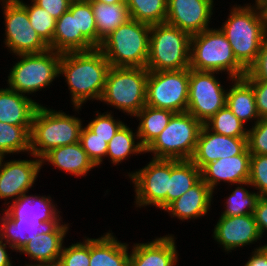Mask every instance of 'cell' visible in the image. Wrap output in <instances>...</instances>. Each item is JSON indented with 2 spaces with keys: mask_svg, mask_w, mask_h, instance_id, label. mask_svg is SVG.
I'll return each instance as SVG.
<instances>
[{
  "mask_svg": "<svg viewBox=\"0 0 267 266\" xmlns=\"http://www.w3.org/2000/svg\"><path fill=\"white\" fill-rule=\"evenodd\" d=\"M220 27L230 42L237 61L247 70L256 60L260 46L267 36L256 5H233Z\"/></svg>",
  "mask_w": 267,
  "mask_h": 266,
  "instance_id": "3957f363",
  "label": "cell"
},
{
  "mask_svg": "<svg viewBox=\"0 0 267 266\" xmlns=\"http://www.w3.org/2000/svg\"><path fill=\"white\" fill-rule=\"evenodd\" d=\"M76 23L77 33H82L95 48H98V33L90 2L85 0L76 1Z\"/></svg>",
  "mask_w": 267,
  "mask_h": 266,
  "instance_id": "74e56055",
  "label": "cell"
},
{
  "mask_svg": "<svg viewBox=\"0 0 267 266\" xmlns=\"http://www.w3.org/2000/svg\"><path fill=\"white\" fill-rule=\"evenodd\" d=\"M201 179V170L191 160H171L167 206L180 198Z\"/></svg>",
  "mask_w": 267,
  "mask_h": 266,
  "instance_id": "4dcf8cb0",
  "label": "cell"
},
{
  "mask_svg": "<svg viewBox=\"0 0 267 266\" xmlns=\"http://www.w3.org/2000/svg\"><path fill=\"white\" fill-rule=\"evenodd\" d=\"M110 232L90 238L89 266H129V244L117 240Z\"/></svg>",
  "mask_w": 267,
  "mask_h": 266,
  "instance_id": "484cf974",
  "label": "cell"
},
{
  "mask_svg": "<svg viewBox=\"0 0 267 266\" xmlns=\"http://www.w3.org/2000/svg\"><path fill=\"white\" fill-rule=\"evenodd\" d=\"M88 2H100L105 4H114V3H126L125 0H85Z\"/></svg>",
  "mask_w": 267,
  "mask_h": 266,
  "instance_id": "816d5d0a",
  "label": "cell"
},
{
  "mask_svg": "<svg viewBox=\"0 0 267 266\" xmlns=\"http://www.w3.org/2000/svg\"><path fill=\"white\" fill-rule=\"evenodd\" d=\"M204 125L212 132L225 136L247 137L248 134L246 124L241 122L227 105L218 110Z\"/></svg>",
  "mask_w": 267,
  "mask_h": 266,
  "instance_id": "d590c367",
  "label": "cell"
},
{
  "mask_svg": "<svg viewBox=\"0 0 267 266\" xmlns=\"http://www.w3.org/2000/svg\"><path fill=\"white\" fill-rule=\"evenodd\" d=\"M110 67L99 48L61 54L59 75L65 77L75 111L87 100H100Z\"/></svg>",
  "mask_w": 267,
  "mask_h": 266,
  "instance_id": "6da1fadb",
  "label": "cell"
},
{
  "mask_svg": "<svg viewBox=\"0 0 267 266\" xmlns=\"http://www.w3.org/2000/svg\"><path fill=\"white\" fill-rule=\"evenodd\" d=\"M203 124L188 112L175 113L145 149L154 159L191 160Z\"/></svg>",
  "mask_w": 267,
  "mask_h": 266,
  "instance_id": "9c48e42d",
  "label": "cell"
},
{
  "mask_svg": "<svg viewBox=\"0 0 267 266\" xmlns=\"http://www.w3.org/2000/svg\"><path fill=\"white\" fill-rule=\"evenodd\" d=\"M149 163L135 172H129L135 188L136 207L155 206L160 210L167 207L171 160L151 158Z\"/></svg>",
  "mask_w": 267,
  "mask_h": 266,
  "instance_id": "8fae6325",
  "label": "cell"
},
{
  "mask_svg": "<svg viewBox=\"0 0 267 266\" xmlns=\"http://www.w3.org/2000/svg\"><path fill=\"white\" fill-rule=\"evenodd\" d=\"M32 160H10L5 162L3 156L0 162V199L10 200L4 205L14 202L35 184L38 174L42 168L41 159L30 153Z\"/></svg>",
  "mask_w": 267,
  "mask_h": 266,
  "instance_id": "5bb4252c",
  "label": "cell"
},
{
  "mask_svg": "<svg viewBox=\"0 0 267 266\" xmlns=\"http://www.w3.org/2000/svg\"><path fill=\"white\" fill-rule=\"evenodd\" d=\"M98 33V48L102 41L118 26L127 22L131 17L126 3L105 4L90 2Z\"/></svg>",
  "mask_w": 267,
  "mask_h": 266,
  "instance_id": "f1b7e54d",
  "label": "cell"
},
{
  "mask_svg": "<svg viewBox=\"0 0 267 266\" xmlns=\"http://www.w3.org/2000/svg\"><path fill=\"white\" fill-rule=\"evenodd\" d=\"M42 165L51 164L76 177L87 176L96 166L90 160L79 142L51 149L41 158Z\"/></svg>",
  "mask_w": 267,
  "mask_h": 266,
  "instance_id": "cb8c5ba5",
  "label": "cell"
},
{
  "mask_svg": "<svg viewBox=\"0 0 267 266\" xmlns=\"http://www.w3.org/2000/svg\"><path fill=\"white\" fill-rule=\"evenodd\" d=\"M8 205L7 209L2 210L9 218H22L23 216L38 218L47 227L63 223L62 216L59 215L60 211L56 208L57 204H54L51 196L25 193Z\"/></svg>",
  "mask_w": 267,
  "mask_h": 266,
  "instance_id": "7402d4cb",
  "label": "cell"
},
{
  "mask_svg": "<svg viewBox=\"0 0 267 266\" xmlns=\"http://www.w3.org/2000/svg\"><path fill=\"white\" fill-rule=\"evenodd\" d=\"M247 148V137L221 135L203 125L191 161L202 170L211 162L240 155Z\"/></svg>",
  "mask_w": 267,
  "mask_h": 266,
  "instance_id": "2e32d148",
  "label": "cell"
},
{
  "mask_svg": "<svg viewBox=\"0 0 267 266\" xmlns=\"http://www.w3.org/2000/svg\"><path fill=\"white\" fill-rule=\"evenodd\" d=\"M32 126H16L0 122V154L30 153V132Z\"/></svg>",
  "mask_w": 267,
  "mask_h": 266,
  "instance_id": "d6a6232c",
  "label": "cell"
},
{
  "mask_svg": "<svg viewBox=\"0 0 267 266\" xmlns=\"http://www.w3.org/2000/svg\"><path fill=\"white\" fill-rule=\"evenodd\" d=\"M141 153L143 154L146 152L145 148L140 143L137 130L133 132V130L124 123L108 143L106 157H108V159L110 158L109 160L112 161L111 163L114 165H119V163L121 164L126 158L128 160L129 155Z\"/></svg>",
  "mask_w": 267,
  "mask_h": 266,
  "instance_id": "1f68e13d",
  "label": "cell"
},
{
  "mask_svg": "<svg viewBox=\"0 0 267 266\" xmlns=\"http://www.w3.org/2000/svg\"><path fill=\"white\" fill-rule=\"evenodd\" d=\"M40 266H63V265L60 263V261H57V262H53V263L43 264Z\"/></svg>",
  "mask_w": 267,
  "mask_h": 266,
  "instance_id": "f5cc1de1",
  "label": "cell"
},
{
  "mask_svg": "<svg viewBox=\"0 0 267 266\" xmlns=\"http://www.w3.org/2000/svg\"><path fill=\"white\" fill-rule=\"evenodd\" d=\"M190 68L170 71H149L146 105L173 111L187 112Z\"/></svg>",
  "mask_w": 267,
  "mask_h": 266,
  "instance_id": "30bf717a",
  "label": "cell"
},
{
  "mask_svg": "<svg viewBox=\"0 0 267 266\" xmlns=\"http://www.w3.org/2000/svg\"><path fill=\"white\" fill-rule=\"evenodd\" d=\"M256 7L258 8L263 28L267 34V0H261L256 4Z\"/></svg>",
  "mask_w": 267,
  "mask_h": 266,
  "instance_id": "f907efd6",
  "label": "cell"
},
{
  "mask_svg": "<svg viewBox=\"0 0 267 266\" xmlns=\"http://www.w3.org/2000/svg\"><path fill=\"white\" fill-rule=\"evenodd\" d=\"M82 127L79 117L40 104L32 120L30 153L41 159L53 148L79 142Z\"/></svg>",
  "mask_w": 267,
  "mask_h": 266,
  "instance_id": "7a4b0ae2",
  "label": "cell"
},
{
  "mask_svg": "<svg viewBox=\"0 0 267 266\" xmlns=\"http://www.w3.org/2000/svg\"><path fill=\"white\" fill-rule=\"evenodd\" d=\"M36 5L45 9L56 20L69 10L73 0H32Z\"/></svg>",
  "mask_w": 267,
  "mask_h": 266,
  "instance_id": "bcb514c9",
  "label": "cell"
},
{
  "mask_svg": "<svg viewBox=\"0 0 267 266\" xmlns=\"http://www.w3.org/2000/svg\"><path fill=\"white\" fill-rule=\"evenodd\" d=\"M213 193L209 186L200 179L180 198L170 203L164 211L169 213L172 218L176 217L180 221L199 219L210 211Z\"/></svg>",
  "mask_w": 267,
  "mask_h": 266,
  "instance_id": "44dd1931",
  "label": "cell"
},
{
  "mask_svg": "<svg viewBox=\"0 0 267 266\" xmlns=\"http://www.w3.org/2000/svg\"><path fill=\"white\" fill-rule=\"evenodd\" d=\"M106 113V114H105ZM98 113L95 118L86 125L97 137L105 139L108 144L124 122L114 119L112 112Z\"/></svg>",
  "mask_w": 267,
  "mask_h": 266,
  "instance_id": "60d3db41",
  "label": "cell"
},
{
  "mask_svg": "<svg viewBox=\"0 0 267 266\" xmlns=\"http://www.w3.org/2000/svg\"><path fill=\"white\" fill-rule=\"evenodd\" d=\"M148 74L147 68L111 66L99 101L134 117L146 105Z\"/></svg>",
  "mask_w": 267,
  "mask_h": 266,
  "instance_id": "8992f818",
  "label": "cell"
},
{
  "mask_svg": "<svg viewBox=\"0 0 267 266\" xmlns=\"http://www.w3.org/2000/svg\"><path fill=\"white\" fill-rule=\"evenodd\" d=\"M83 239V242H76L69 247L63 246L59 259L63 266H89L90 238Z\"/></svg>",
  "mask_w": 267,
  "mask_h": 266,
  "instance_id": "ab89813d",
  "label": "cell"
},
{
  "mask_svg": "<svg viewBox=\"0 0 267 266\" xmlns=\"http://www.w3.org/2000/svg\"><path fill=\"white\" fill-rule=\"evenodd\" d=\"M40 104L31 97L10 88H0V122L16 126H32V120Z\"/></svg>",
  "mask_w": 267,
  "mask_h": 266,
  "instance_id": "d4e9b609",
  "label": "cell"
},
{
  "mask_svg": "<svg viewBox=\"0 0 267 266\" xmlns=\"http://www.w3.org/2000/svg\"><path fill=\"white\" fill-rule=\"evenodd\" d=\"M250 158L247 148L240 155L211 162L201 170V179L213 192L220 182L228 183V186L245 183L250 177Z\"/></svg>",
  "mask_w": 267,
  "mask_h": 266,
  "instance_id": "d6986e66",
  "label": "cell"
},
{
  "mask_svg": "<svg viewBox=\"0 0 267 266\" xmlns=\"http://www.w3.org/2000/svg\"><path fill=\"white\" fill-rule=\"evenodd\" d=\"M49 49L61 54L95 49L82 33H77L76 1H72L69 10L56 20L52 44Z\"/></svg>",
  "mask_w": 267,
  "mask_h": 266,
  "instance_id": "603a6c76",
  "label": "cell"
},
{
  "mask_svg": "<svg viewBox=\"0 0 267 266\" xmlns=\"http://www.w3.org/2000/svg\"><path fill=\"white\" fill-rule=\"evenodd\" d=\"M253 214L262 238L267 231V196L259 197Z\"/></svg>",
  "mask_w": 267,
  "mask_h": 266,
  "instance_id": "7dc6e473",
  "label": "cell"
},
{
  "mask_svg": "<svg viewBox=\"0 0 267 266\" xmlns=\"http://www.w3.org/2000/svg\"><path fill=\"white\" fill-rule=\"evenodd\" d=\"M261 0H255V5L257 4V3H259Z\"/></svg>",
  "mask_w": 267,
  "mask_h": 266,
  "instance_id": "11a10c76",
  "label": "cell"
},
{
  "mask_svg": "<svg viewBox=\"0 0 267 266\" xmlns=\"http://www.w3.org/2000/svg\"><path fill=\"white\" fill-rule=\"evenodd\" d=\"M190 69L227 72L228 79L243 78L247 70L235 58L230 42L220 28L191 35Z\"/></svg>",
  "mask_w": 267,
  "mask_h": 266,
  "instance_id": "277c9868",
  "label": "cell"
},
{
  "mask_svg": "<svg viewBox=\"0 0 267 266\" xmlns=\"http://www.w3.org/2000/svg\"><path fill=\"white\" fill-rule=\"evenodd\" d=\"M249 258L244 266H267V256L259 247L254 248Z\"/></svg>",
  "mask_w": 267,
  "mask_h": 266,
  "instance_id": "c3c4849f",
  "label": "cell"
},
{
  "mask_svg": "<svg viewBox=\"0 0 267 266\" xmlns=\"http://www.w3.org/2000/svg\"><path fill=\"white\" fill-rule=\"evenodd\" d=\"M243 185L251 187L248 181L236 185L237 187L232 190L233 192L226 198V204H224L225 210L221 215L240 216L254 213L260 195L255 191L251 192L247 190Z\"/></svg>",
  "mask_w": 267,
  "mask_h": 266,
  "instance_id": "e575fe53",
  "label": "cell"
},
{
  "mask_svg": "<svg viewBox=\"0 0 267 266\" xmlns=\"http://www.w3.org/2000/svg\"><path fill=\"white\" fill-rule=\"evenodd\" d=\"M130 17L150 25L165 23L167 0H125Z\"/></svg>",
  "mask_w": 267,
  "mask_h": 266,
  "instance_id": "836d02e7",
  "label": "cell"
},
{
  "mask_svg": "<svg viewBox=\"0 0 267 266\" xmlns=\"http://www.w3.org/2000/svg\"><path fill=\"white\" fill-rule=\"evenodd\" d=\"M247 146L251 155H267V117L248 129Z\"/></svg>",
  "mask_w": 267,
  "mask_h": 266,
  "instance_id": "7bdbcfd3",
  "label": "cell"
},
{
  "mask_svg": "<svg viewBox=\"0 0 267 266\" xmlns=\"http://www.w3.org/2000/svg\"><path fill=\"white\" fill-rule=\"evenodd\" d=\"M213 238L229 253L261 240L254 214L240 216L221 215L214 226ZM255 242V243H254Z\"/></svg>",
  "mask_w": 267,
  "mask_h": 266,
  "instance_id": "e0dca14e",
  "label": "cell"
},
{
  "mask_svg": "<svg viewBox=\"0 0 267 266\" xmlns=\"http://www.w3.org/2000/svg\"><path fill=\"white\" fill-rule=\"evenodd\" d=\"M2 3L5 41L4 44L14 55L41 53L49 46L32 28L27 10L17 0H0Z\"/></svg>",
  "mask_w": 267,
  "mask_h": 266,
  "instance_id": "7c38bea8",
  "label": "cell"
},
{
  "mask_svg": "<svg viewBox=\"0 0 267 266\" xmlns=\"http://www.w3.org/2000/svg\"><path fill=\"white\" fill-rule=\"evenodd\" d=\"M68 230L69 225L64 222L63 224L58 223L53 226H48L38 235H33L31 241H28L19 253L26 254L31 261H36L37 264L30 263L25 265L40 266L59 261L64 246V238Z\"/></svg>",
  "mask_w": 267,
  "mask_h": 266,
  "instance_id": "ac0fdd59",
  "label": "cell"
},
{
  "mask_svg": "<svg viewBox=\"0 0 267 266\" xmlns=\"http://www.w3.org/2000/svg\"><path fill=\"white\" fill-rule=\"evenodd\" d=\"M46 227L38 218H9L5 213L0 216V238L15 252H19L28 241H31L33 235H38Z\"/></svg>",
  "mask_w": 267,
  "mask_h": 266,
  "instance_id": "4316f807",
  "label": "cell"
},
{
  "mask_svg": "<svg viewBox=\"0 0 267 266\" xmlns=\"http://www.w3.org/2000/svg\"><path fill=\"white\" fill-rule=\"evenodd\" d=\"M248 182L260 196H267V155H251Z\"/></svg>",
  "mask_w": 267,
  "mask_h": 266,
  "instance_id": "b9f144b4",
  "label": "cell"
},
{
  "mask_svg": "<svg viewBox=\"0 0 267 266\" xmlns=\"http://www.w3.org/2000/svg\"><path fill=\"white\" fill-rule=\"evenodd\" d=\"M259 248L265 253V255L267 256V244L265 243L263 246H259Z\"/></svg>",
  "mask_w": 267,
  "mask_h": 266,
  "instance_id": "db71d44e",
  "label": "cell"
},
{
  "mask_svg": "<svg viewBox=\"0 0 267 266\" xmlns=\"http://www.w3.org/2000/svg\"><path fill=\"white\" fill-rule=\"evenodd\" d=\"M174 235L160 236L146 243L133 244L129 266H176L178 250Z\"/></svg>",
  "mask_w": 267,
  "mask_h": 266,
  "instance_id": "ffe728a7",
  "label": "cell"
},
{
  "mask_svg": "<svg viewBox=\"0 0 267 266\" xmlns=\"http://www.w3.org/2000/svg\"><path fill=\"white\" fill-rule=\"evenodd\" d=\"M80 143L94 165L100 166L107 154L108 144L105 139L97 137L87 126H83L80 133Z\"/></svg>",
  "mask_w": 267,
  "mask_h": 266,
  "instance_id": "f35d334b",
  "label": "cell"
},
{
  "mask_svg": "<svg viewBox=\"0 0 267 266\" xmlns=\"http://www.w3.org/2000/svg\"><path fill=\"white\" fill-rule=\"evenodd\" d=\"M151 25L130 18L101 43L99 49L113 67L146 68Z\"/></svg>",
  "mask_w": 267,
  "mask_h": 266,
  "instance_id": "5b68a950",
  "label": "cell"
},
{
  "mask_svg": "<svg viewBox=\"0 0 267 266\" xmlns=\"http://www.w3.org/2000/svg\"><path fill=\"white\" fill-rule=\"evenodd\" d=\"M26 10L32 28L38 33L41 39L50 46L55 31L56 19L45 9L36 5L32 0L31 4L17 0Z\"/></svg>",
  "mask_w": 267,
  "mask_h": 266,
  "instance_id": "8d00e7d4",
  "label": "cell"
},
{
  "mask_svg": "<svg viewBox=\"0 0 267 266\" xmlns=\"http://www.w3.org/2000/svg\"><path fill=\"white\" fill-rule=\"evenodd\" d=\"M253 88L260 118L267 117V81H247Z\"/></svg>",
  "mask_w": 267,
  "mask_h": 266,
  "instance_id": "f6af8a7d",
  "label": "cell"
},
{
  "mask_svg": "<svg viewBox=\"0 0 267 266\" xmlns=\"http://www.w3.org/2000/svg\"><path fill=\"white\" fill-rule=\"evenodd\" d=\"M215 74L219 72L190 69L187 112L203 125L226 105L227 90Z\"/></svg>",
  "mask_w": 267,
  "mask_h": 266,
  "instance_id": "4fadbf2b",
  "label": "cell"
},
{
  "mask_svg": "<svg viewBox=\"0 0 267 266\" xmlns=\"http://www.w3.org/2000/svg\"><path fill=\"white\" fill-rule=\"evenodd\" d=\"M18 61L8 75V88L27 96L50 86L60 75L61 53L48 49L41 53L16 55Z\"/></svg>",
  "mask_w": 267,
  "mask_h": 266,
  "instance_id": "ba28073f",
  "label": "cell"
},
{
  "mask_svg": "<svg viewBox=\"0 0 267 266\" xmlns=\"http://www.w3.org/2000/svg\"><path fill=\"white\" fill-rule=\"evenodd\" d=\"M191 35L168 23L151 25L146 68L170 71L189 68Z\"/></svg>",
  "mask_w": 267,
  "mask_h": 266,
  "instance_id": "52a82bcc",
  "label": "cell"
},
{
  "mask_svg": "<svg viewBox=\"0 0 267 266\" xmlns=\"http://www.w3.org/2000/svg\"><path fill=\"white\" fill-rule=\"evenodd\" d=\"M213 0H167L166 23L190 35L210 28Z\"/></svg>",
  "mask_w": 267,
  "mask_h": 266,
  "instance_id": "9a60e30c",
  "label": "cell"
},
{
  "mask_svg": "<svg viewBox=\"0 0 267 266\" xmlns=\"http://www.w3.org/2000/svg\"><path fill=\"white\" fill-rule=\"evenodd\" d=\"M232 83L227 88L226 105L241 122L245 124L254 120L252 124L255 125L260 116L252 86L244 78L233 79Z\"/></svg>",
  "mask_w": 267,
  "mask_h": 266,
  "instance_id": "83f0119b",
  "label": "cell"
},
{
  "mask_svg": "<svg viewBox=\"0 0 267 266\" xmlns=\"http://www.w3.org/2000/svg\"><path fill=\"white\" fill-rule=\"evenodd\" d=\"M7 243L0 238V266H13L9 257L7 249Z\"/></svg>",
  "mask_w": 267,
  "mask_h": 266,
  "instance_id": "681fc988",
  "label": "cell"
},
{
  "mask_svg": "<svg viewBox=\"0 0 267 266\" xmlns=\"http://www.w3.org/2000/svg\"><path fill=\"white\" fill-rule=\"evenodd\" d=\"M246 81H267V36L264 38L255 62L243 77Z\"/></svg>",
  "mask_w": 267,
  "mask_h": 266,
  "instance_id": "ee69618b",
  "label": "cell"
},
{
  "mask_svg": "<svg viewBox=\"0 0 267 266\" xmlns=\"http://www.w3.org/2000/svg\"><path fill=\"white\" fill-rule=\"evenodd\" d=\"M175 113L166 109L145 105L134 117L140 120L137 134L141 145L146 149L165 129Z\"/></svg>",
  "mask_w": 267,
  "mask_h": 266,
  "instance_id": "f546056e",
  "label": "cell"
}]
</instances>
